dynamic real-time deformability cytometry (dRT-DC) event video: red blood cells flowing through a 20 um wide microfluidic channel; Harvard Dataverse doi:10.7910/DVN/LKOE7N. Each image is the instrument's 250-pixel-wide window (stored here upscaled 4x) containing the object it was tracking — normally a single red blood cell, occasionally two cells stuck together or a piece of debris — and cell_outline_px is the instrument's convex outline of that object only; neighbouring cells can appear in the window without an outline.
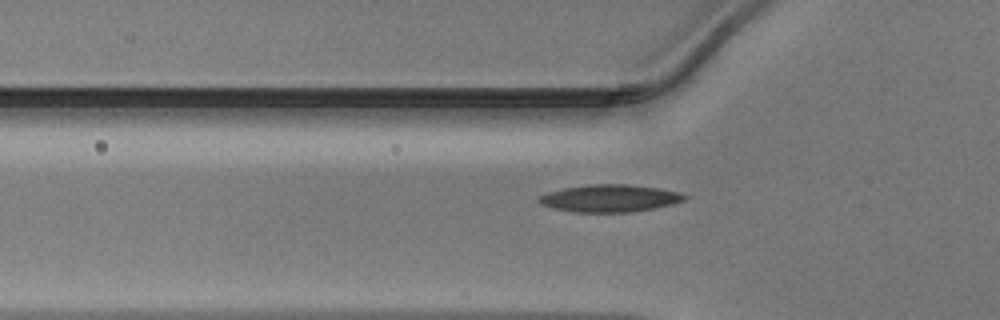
{"species": "Egyptian fruit bat (a non-hibernating species)", "species_latin": "Rousettus aegyptiacus", "temperature_condition": "warm", "stored_images_in_passage": 35, "camera_frame_rate_fps": 3000, "um_per_image_px": 0.085, "animal": {"sex": "male"}, "frame": {"image": 1, "passage_image": 7, "time_ms": 2.0, "image_size_px": [1000, 320], "cell_outline_px": [[688, 196], [684, 200], [672, 204], [656, 208], [632, 212], [576, 212], [552, 208], [540, 204], [536, 200], [540, 196], [548, 192], [564, 188], [588, 184], [628, 184], [660, 188], [680, 192]], "centroid_in_image_um": [51.84, 16.85], "position_along_channel_um": 74.0, "area_um2": 23.35}}
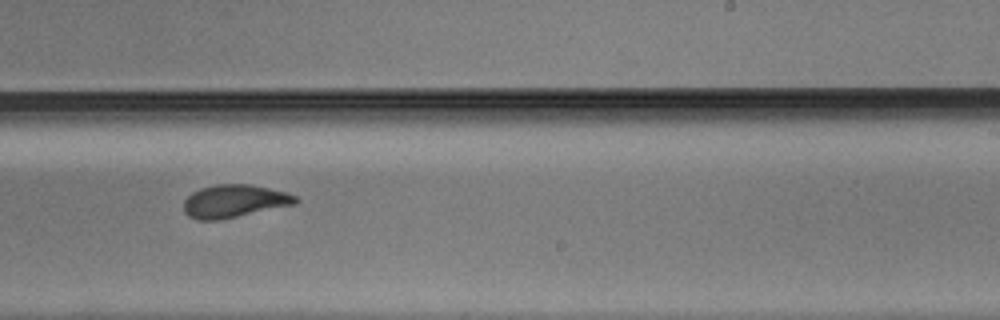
{"frame": {"image": 2, "passage_image": 21, "time_ms": 6.667, "image_size_px": [1000, 320], "cell_outline_px": [[300, 200], [296, 204], [220, 220], [196, 220], [188, 216], [184, 212], [184, 200], [192, 192], [200, 188], [216, 184], [252, 184], [284, 192], [296, 196]], "centroid_in_image_um": [19.9, 17.1], "position_along_channel_um": 269.1, "area_um2": 21.5}}
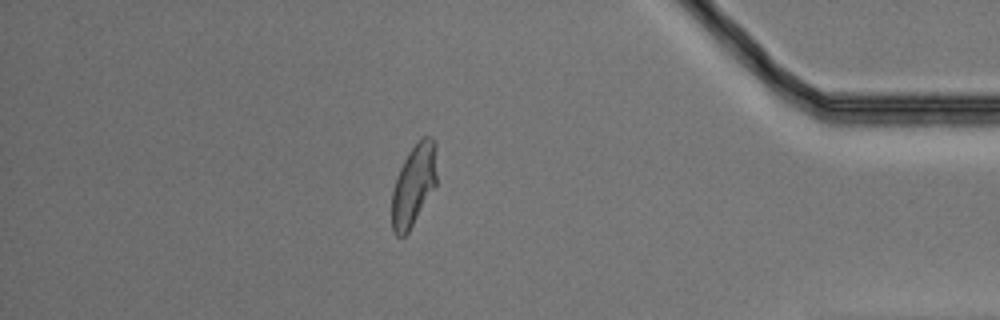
{"frame": {"image": 3, "passage_image": 33, "time_ms": 10.667, "image_size_px": [1000, 320], "cell_outline_px": [[436, 184], [408, 232], [404, 236], [396, 236], [392, 228], [392, 192], [396, 176], [408, 152], [420, 136], [432, 136], [436, 144]], "centroid_in_image_um": [35.16, 15.67], "position_along_channel_um": 400.0, "area_um2": 21.33}}